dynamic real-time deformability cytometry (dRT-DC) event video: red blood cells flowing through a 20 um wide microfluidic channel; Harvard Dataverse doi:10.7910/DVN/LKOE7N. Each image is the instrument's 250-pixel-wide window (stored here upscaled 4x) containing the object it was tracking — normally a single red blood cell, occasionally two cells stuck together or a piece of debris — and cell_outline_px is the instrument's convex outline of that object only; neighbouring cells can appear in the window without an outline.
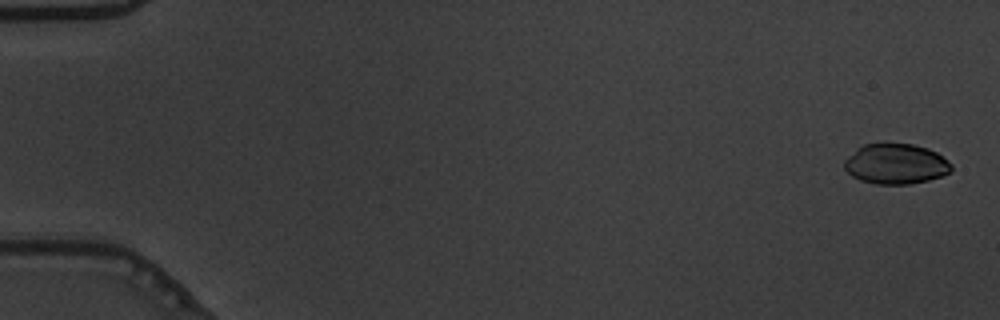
{"species": "common noctule bat (a hibernating species)", "species_latin": "Nyctalus noctula", "temperature_condition": "warm", "stored_images_in_passage": 56, "camera_frame_rate_fps": 3000, "um_per_image_px": 0.085, "animal": {"sex": "male", "body_mass_g": 19.5, "forearm_length_mm": 54.6}, "frame": {"image": 1, "passage_image": 2, "time_ms": 0.333, "image_size_px": [1000, 320], "cell_outline_px": [[952, 168], [948, 172], [940, 176], [928, 180], [908, 184], [876, 184], [860, 180], [852, 176], [844, 168], [844, 160], [856, 148], [864, 144], [912, 144], [928, 148], [936, 152], [948, 160], [952, 164]], "centroid_in_image_um": [76.12, 13.93], "position_along_channel_um": 8.9, "area_um2": 25.03}}
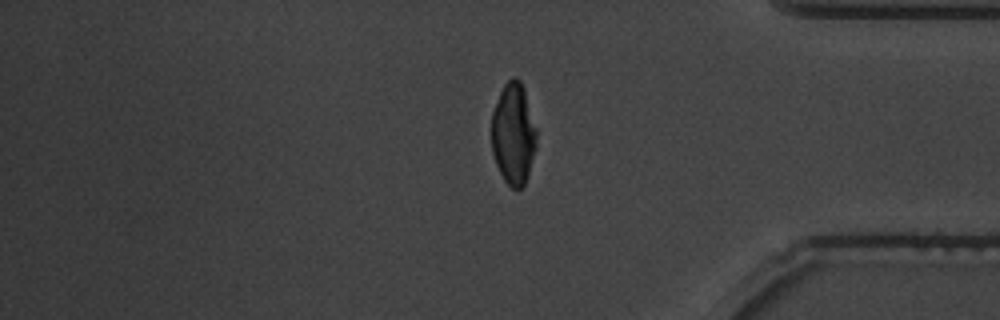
{"frame": {"image": 2, "passage_image": 47, "time_ms": 15.333, "image_size_px": [1000, 320], "cell_outline_px": [[536, 148], [528, 176], [524, 184], [520, 188], [512, 188], [504, 180], [496, 164], [492, 152], [492, 112], [500, 92], [504, 84], [512, 76], [516, 76], [520, 80], [524, 88], [536, 128]], "centroid_in_image_um": [43.64, 11.36], "position_along_channel_um": 391.6, "area_um2": 26.65}}
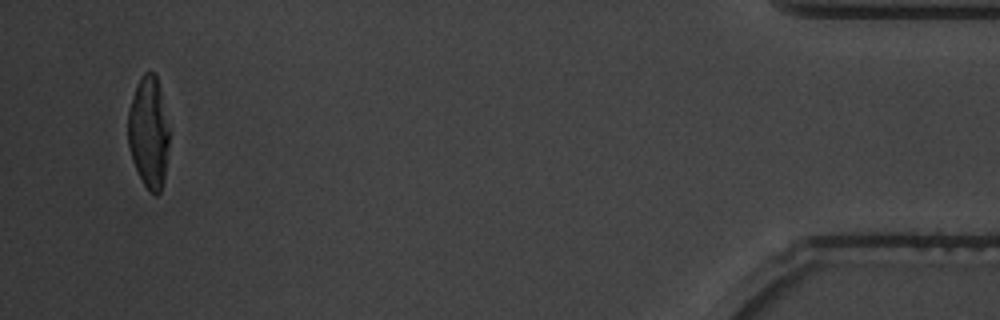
{"frame": {"image": 3, "passage_image": 54, "time_ms": 17.667, "image_size_px": [1000, 320], "cell_outline_px": [[168, 144], [164, 180], [160, 192], [156, 196], [148, 192], [132, 160], [128, 144], [128, 108], [136, 88], [144, 72], [152, 72], [156, 76], [160, 88], [168, 128]], "centroid_in_image_um": [12.63, 11.3], "position_along_channel_um": 422.6, "area_um2": 26.41}, "authors_computed_cell_mechanics": {"area_um2": 27.4261, "velocity_mm_per_s": 3.7259, "shape_relaxation_time_tau1_ms": 5.4697, "shape_relaxation_time_tau2_ms": null, "deformation_change_tau1": 0.1801, "deformation_change_tau2": null}}